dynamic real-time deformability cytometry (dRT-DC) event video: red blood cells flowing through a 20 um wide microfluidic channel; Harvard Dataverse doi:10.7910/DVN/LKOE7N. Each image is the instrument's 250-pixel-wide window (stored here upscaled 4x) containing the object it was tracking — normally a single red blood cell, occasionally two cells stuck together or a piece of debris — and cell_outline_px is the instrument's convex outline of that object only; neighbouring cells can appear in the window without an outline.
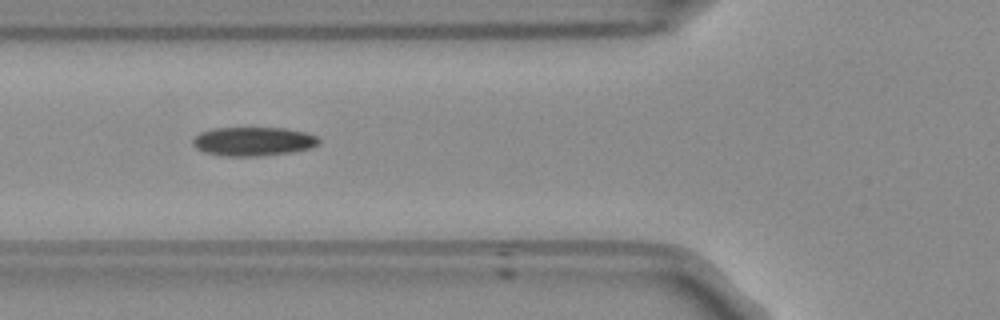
{"species": "Egyptian fruit bat (a non-hibernating species)", "species_latin": "Rousettus aegyptiacus", "temperature_condition": "room temperature", "stored_images_in_passage": 38, "segment_of_instrument_passage": [1, 2], "camera_frame_rate_fps": 3000, "um_per_image_px": 0.085, "frame": {"image": 1, "passage_image": 3, "time_ms": 0.667, "image_size_px": [1000, 320], "cell_outline_px": [[320, 140], [316, 144], [308, 148], [288, 152], [260, 156], [224, 156], [204, 152], [196, 148], [192, 144], [192, 140], [200, 132], [212, 128], [284, 128], [308, 132], [316, 136]], "centroid_in_image_um": [21.48, 12.01], "position_along_channel_um": 104.3, "area_um2": 21.1}}
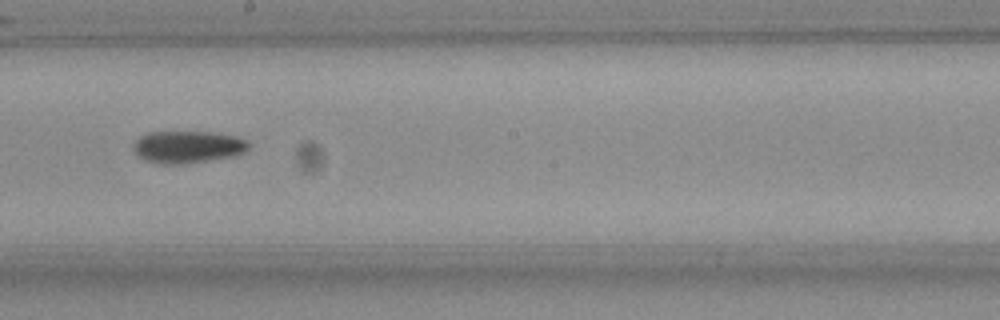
{"frame": {"image": 2, "passage_image": 13, "time_ms": 4.0, "image_size_px": [1000, 320], "cell_outline_px": [[248, 148], [244, 152], [232, 156], [184, 164], [160, 164], [144, 160], [132, 148], [136, 140], [140, 136], [148, 132], [212, 132], [236, 136], [244, 140], [248, 144]], "centroid_in_image_um": [15.92, 12.48], "position_along_channel_um": 232.3, "area_um2": 21.44}}
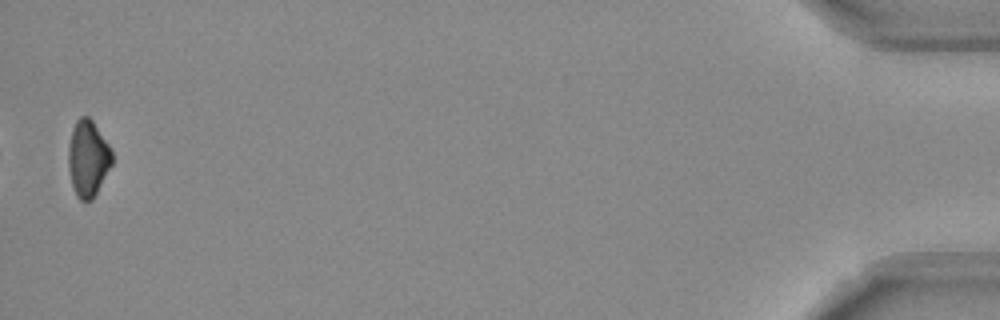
{"frame": {"image": 3, "passage_image": 36, "time_ms": 11.667, "image_size_px": [1000, 320], "cell_outline_px": [[112, 164], [92, 200], [84, 204], [76, 196], [72, 184], [68, 168], [68, 148], [72, 128], [76, 120], [80, 116], [88, 116], [92, 120], [108, 144], [112, 152]], "centroid_in_image_um": [7.46, 13.49], "position_along_channel_um": 427.7, "area_um2": 19.48}}